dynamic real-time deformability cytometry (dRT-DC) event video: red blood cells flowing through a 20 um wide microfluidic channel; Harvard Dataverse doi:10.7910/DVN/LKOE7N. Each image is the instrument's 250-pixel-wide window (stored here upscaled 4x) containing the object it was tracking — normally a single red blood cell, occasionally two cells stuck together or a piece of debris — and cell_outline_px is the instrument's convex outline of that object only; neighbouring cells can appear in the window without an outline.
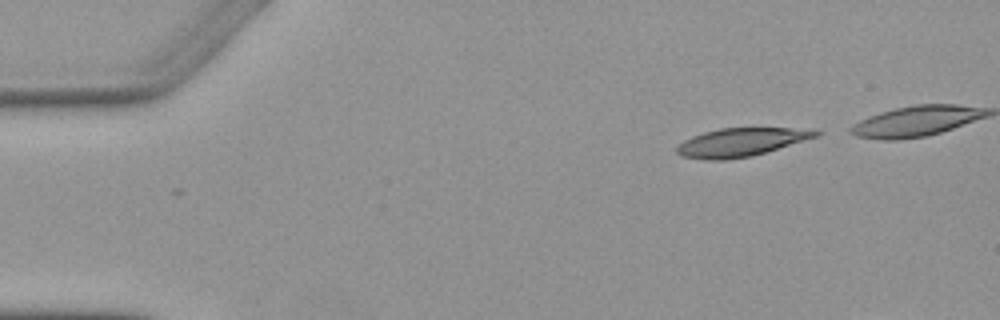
{"species": "Egyptian fruit bat (a non-hibernating species)", "species_latin": "Rousettus aegyptiacus", "temperature_condition": "warm", "stored_images_in_passage": 6, "camera_frame_rate_fps": 3000, "um_per_image_px": 0.085, "animal": {"sex": "female"}, "frame": {"image": 1, "passage_image": 1, "time_ms": 0.0, "image_size_px": [1000, 320], "cell_outline_px": [[824, 132], [820, 136], [752, 156], [728, 160], [704, 160], [680, 156], [676, 152], [676, 148], [684, 140], [692, 136], [704, 132], [720, 128], [816, 128]], "centroid_in_image_um": [63.05, 12.08], "position_along_channel_um": 21.9, "area_um2": 23.35}}
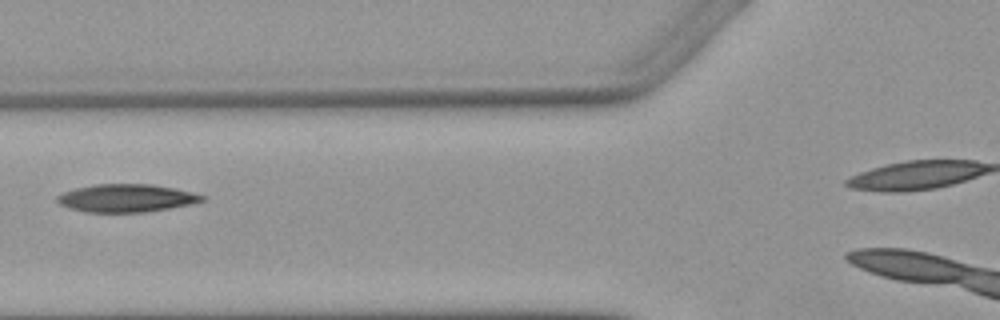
{"frame": {"image": 2, "passage_image": 5, "time_ms": 4.667, "image_size_px": [1000, 320], "cell_outline_px": [[208, 196], [204, 200], [192, 204], [172, 208], [148, 212], [84, 212], [68, 208], [60, 204], [56, 200], [56, 196], [64, 192], [76, 188], [96, 184], [152, 184], [172, 188]], "centroid_in_image_um": [10.74, 16.85], "position_along_channel_um": 115.1, "area_um2": 23.64}}